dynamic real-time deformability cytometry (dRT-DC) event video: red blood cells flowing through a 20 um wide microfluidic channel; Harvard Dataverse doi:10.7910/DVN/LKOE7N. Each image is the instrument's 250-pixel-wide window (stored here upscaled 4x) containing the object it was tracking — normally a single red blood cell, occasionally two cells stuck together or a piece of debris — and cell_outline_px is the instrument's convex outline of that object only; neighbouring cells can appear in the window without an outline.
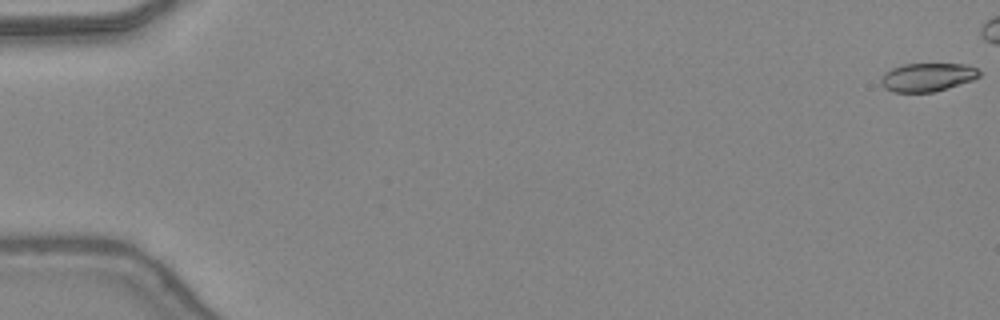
{"species": "common noctule bat (a hibernating species)", "species_latin": "Nyctalus noctula", "temperature_condition": "warm", "stored_images_in_passage": 40, "camera_frame_rate_fps": 3000, "um_per_image_px": 0.085, "animal": {"sex": "female", "body_mass_g": 24.6, "forearm_length_mm": 56.2}, "frame": {"image": 1, "passage_image": 1, "time_ms": 0.0, "image_size_px": [1000, 320], "cell_outline_px": [[980, 76], [972, 80], [936, 92], [892, 92], [884, 88], [880, 84], [880, 80], [884, 72], [892, 68], [904, 64], [968, 64], [976, 68], [980, 72]], "centroid_in_image_um": [78.81, 6.56], "position_along_channel_um": 6.2, "area_um2": 16.42}}
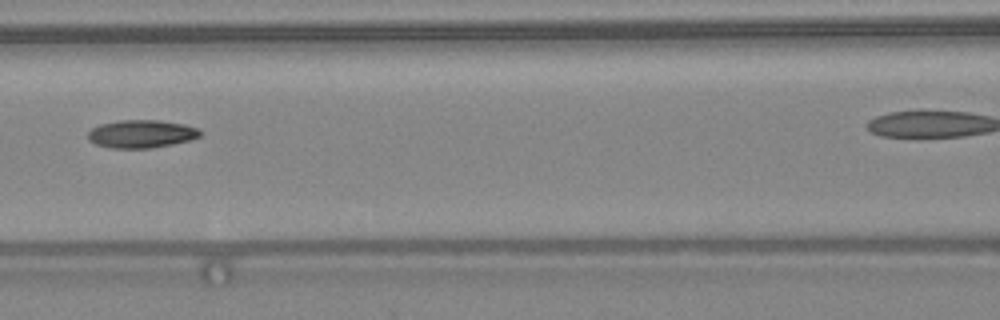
{"frame": {"image": 2, "passage_image": 23, "time_ms": 7.333, "image_size_px": [1000, 320], "cell_outline_px": [[200, 136], [192, 140], [152, 148], [112, 148], [96, 144], [88, 140], [88, 132], [92, 128], [100, 124], [116, 120], [156, 120], [184, 124], [200, 128]], "centroid_in_image_um": [12.02, 11.38], "position_along_channel_um": 154.6, "area_um2": 18.38}}
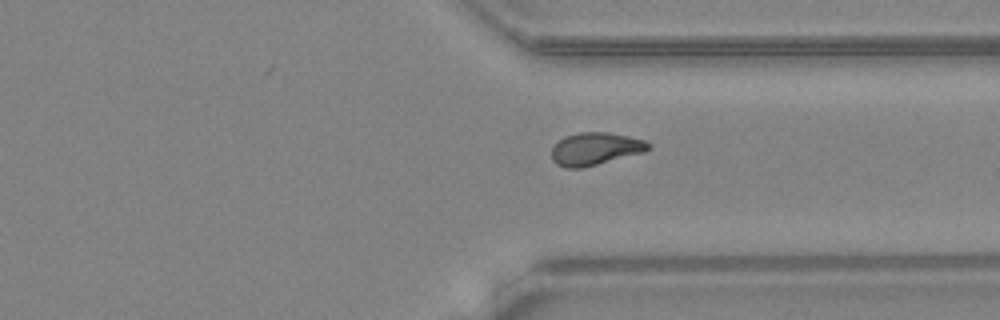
{"frame": {"image": 3, "passage_image": 37, "time_ms": 12.0, "image_size_px": [1000, 320], "cell_outline_px": [[652, 148], [644, 152], [584, 168], [564, 168], [556, 164], [552, 160], [552, 148], [564, 136], [580, 132], [608, 132], [628, 136], [644, 140], [652, 144]], "centroid_in_image_um": [50.62, 12.66], "position_along_channel_um": 360.8, "area_um2": 18.55}}